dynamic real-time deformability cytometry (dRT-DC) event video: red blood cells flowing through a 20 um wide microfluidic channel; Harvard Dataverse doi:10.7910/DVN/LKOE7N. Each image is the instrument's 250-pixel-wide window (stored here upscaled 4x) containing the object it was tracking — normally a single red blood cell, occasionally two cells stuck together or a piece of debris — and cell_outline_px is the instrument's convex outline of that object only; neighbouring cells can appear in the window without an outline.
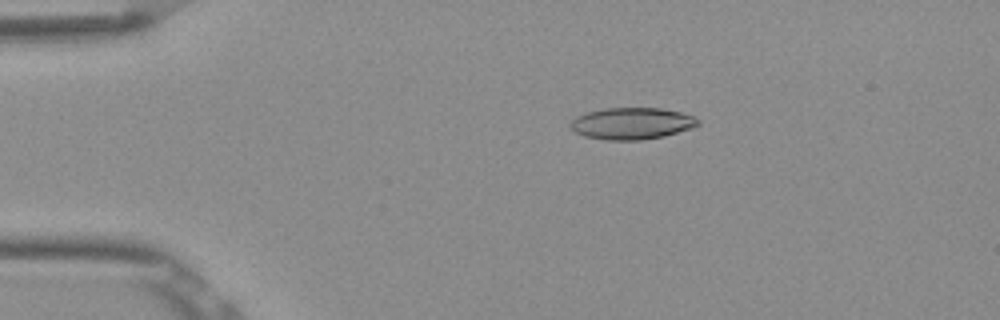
{"species": "Egyptian fruit bat (a non-hibernating species)", "species_latin": "Rousettus aegyptiacus", "temperature_condition": "room temperature", "stored_images_in_passage": 52, "camera_frame_rate_fps": 3000, "um_per_image_px": 0.085, "frame": {"image": 1, "passage_image": 10, "time_ms": 3.0, "image_size_px": [1000, 320], "cell_outline_px": [[700, 124], [692, 128], [664, 136], [640, 140], [608, 140], [584, 136], [576, 132], [568, 124], [576, 116], [588, 112], [604, 108], [660, 108], [680, 112], [692, 116], [700, 120]], "centroid_in_image_um": [53.71, 10.49], "position_along_channel_um": 31.3, "area_um2": 23.52}}
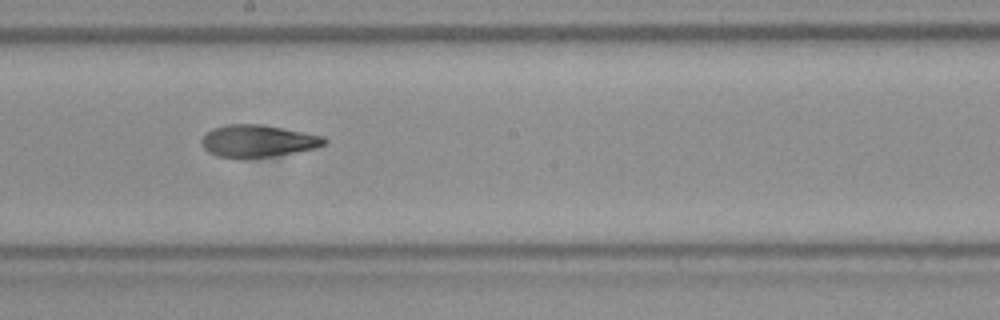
{"frame": {"image": 2, "passage_image": 29, "time_ms": 9.333, "image_size_px": [1000, 320], "cell_outline_px": [[328, 140], [324, 144], [316, 148], [272, 156], [216, 156], [208, 152], [204, 148], [200, 140], [212, 128], [224, 124], [264, 124], [324, 136]], "centroid_in_image_um": [21.93, 11.95], "position_along_channel_um": 226.3, "area_um2": 22.66}}
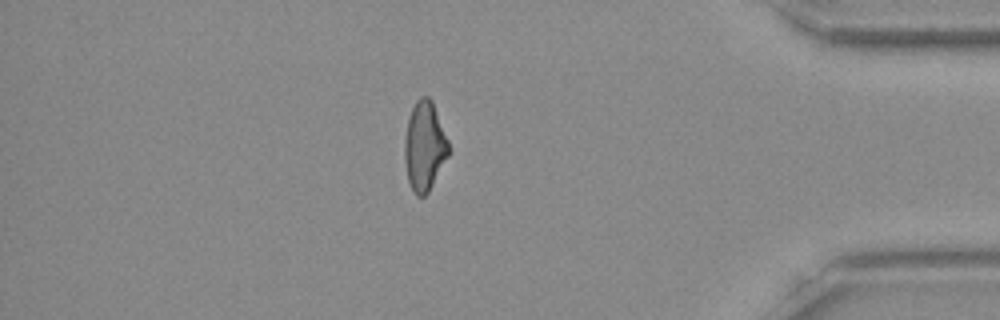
{"frame": {"image": 3, "passage_image": 45, "time_ms": 14.667, "image_size_px": [1000, 320], "cell_outline_px": [[448, 156], [428, 192], [424, 196], [416, 196], [408, 180], [404, 160], [404, 140], [408, 116], [416, 100], [420, 96], [428, 96], [432, 100], [448, 140]], "centroid_in_image_um": [36.06, 12.4], "position_along_channel_um": 399.1, "area_um2": 22.83}, "authors_computed_cell_mechanics": {"area_um2": 23.2645, "velocity_mm_per_s": 3.8916, "shape_relaxation_time_tau1_ms": 6.9025, "shape_relaxation_time_tau2_ms": 2.2757, "deformation_change_tau1": 0.2159, "deformation_change_tau2": 0.0929}}